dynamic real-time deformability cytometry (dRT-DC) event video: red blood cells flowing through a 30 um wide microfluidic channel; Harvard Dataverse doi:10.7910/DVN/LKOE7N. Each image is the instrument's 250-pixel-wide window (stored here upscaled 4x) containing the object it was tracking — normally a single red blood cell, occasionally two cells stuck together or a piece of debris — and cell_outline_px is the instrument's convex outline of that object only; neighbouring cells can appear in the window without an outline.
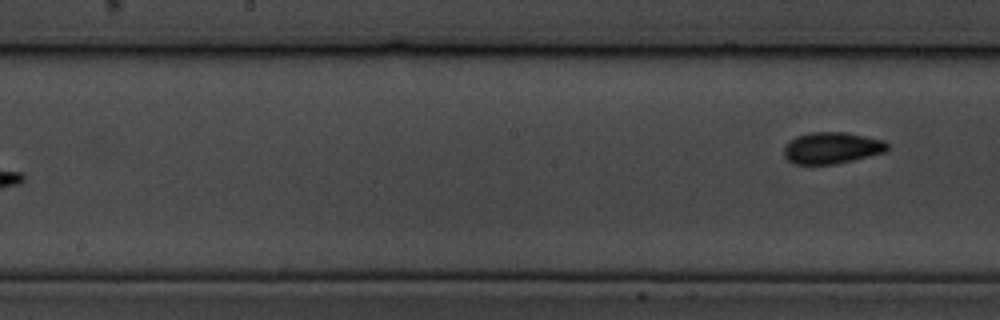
{"species": "common noctule bat (a hibernating species)", "species_latin": "Nyctalus noctula", "temperature_condition": "cold", "stored_images_in_passage": 9, "segment_of_instrument_passage": [2, 2], "camera_frame_rate_fps": 3000, "um_per_image_px": 0.085, "animal": {"sex": "male", "body_mass_g": 19.5, "forearm_length_mm": 54.6}, "frame": {"image": 1, "passage_image": 9, "time_ms": 10.0, "image_size_px": [1000, 320], "cell_outline_px": [[888, 148], [884, 152], [852, 160], [832, 164], [792, 164], [784, 156], [784, 148], [788, 140], [796, 136], [812, 132], [848, 132], [884, 140], [888, 144]], "centroid_in_image_um": [70.67, 12.56], "position_along_channel_um": 177.5, "area_um2": 19.02}}